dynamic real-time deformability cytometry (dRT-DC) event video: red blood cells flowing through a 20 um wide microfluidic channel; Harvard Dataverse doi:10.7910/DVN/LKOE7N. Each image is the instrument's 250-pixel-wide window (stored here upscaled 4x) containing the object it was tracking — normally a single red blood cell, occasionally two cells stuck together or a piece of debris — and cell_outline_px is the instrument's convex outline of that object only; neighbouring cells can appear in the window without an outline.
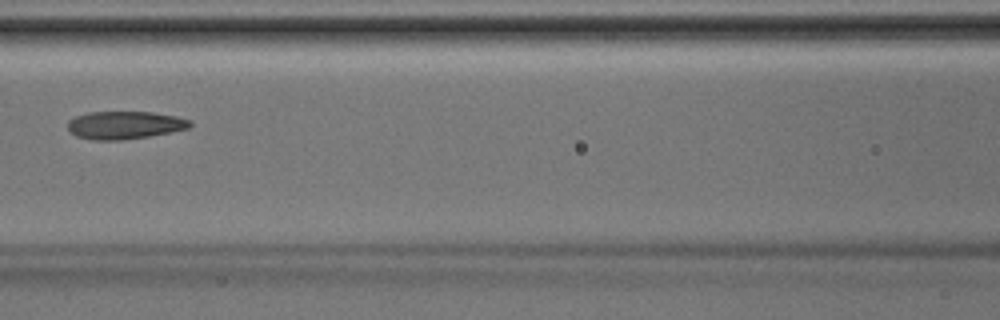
{"species": "Egyptian fruit bat (a non-hibernating species)", "species_latin": "Rousettus aegyptiacus", "temperature_condition": "room temperature", "stored_images_in_passage": 6, "camera_frame_rate_fps": 3000, "um_per_image_px": 0.085, "animal": {"sex": "male"}, "frame": {"image": 1, "passage_image": 6, "time_ms": 1.667, "image_size_px": [1000, 320], "cell_outline_px": [[192, 124], [188, 128], [148, 136], [124, 140], [92, 140], [76, 136], [68, 132], [68, 120], [76, 116], [88, 112], [152, 112], [176, 116], [192, 120]], "centroid_in_image_um": [10.56, 10.63], "position_along_channel_um": 156.0, "area_um2": 19.88}}